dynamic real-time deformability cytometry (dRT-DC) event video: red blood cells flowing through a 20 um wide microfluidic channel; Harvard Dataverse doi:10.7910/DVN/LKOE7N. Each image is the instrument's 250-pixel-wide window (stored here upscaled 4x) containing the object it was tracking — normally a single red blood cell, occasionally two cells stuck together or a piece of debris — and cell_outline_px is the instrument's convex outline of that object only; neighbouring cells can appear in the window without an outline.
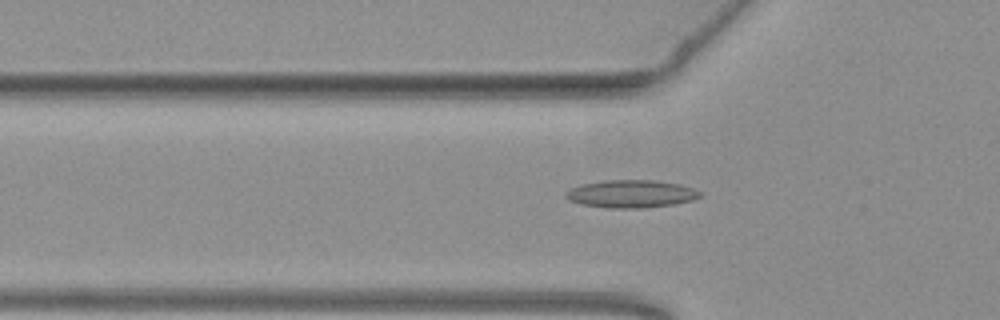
{"species": "common noctule bat (a hibernating species)", "species_latin": "Nyctalus noctula", "temperature_condition": "warm", "stored_images_in_passage": 28, "camera_frame_rate_fps": 3000, "um_per_image_px": 0.085, "animal": {"sex": "female", "body_mass_g": 19.3, "forearm_length_mm": 54.1}, "frame": {"image": 1, "passage_image": 2, "time_ms": 0.333, "image_size_px": [1000, 320], "cell_outline_px": [[700, 196], [692, 200], [672, 204], [644, 208], [608, 208], [580, 204], [568, 200], [564, 196], [564, 192], [580, 184], [604, 180], [652, 180], [680, 184], [692, 188], [700, 192]], "centroid_in_image_um": [53.58, 16.48], "position_along_channel_um": 72.2, "area_um2": 21.68}}
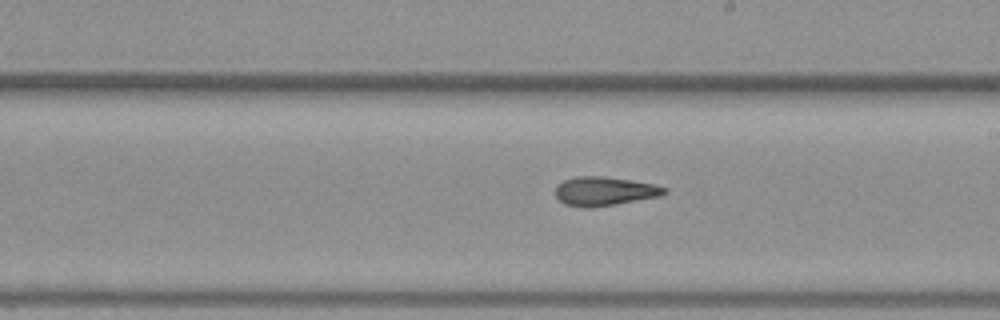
{"frame": {"image": 2, "passage_image": 15, "time_ms": 4.667, "image_size_px": [1000, 320], "cell_outline_px": [[668, 192], [660, 196], [592, 208], [588, 208], [564, 204], [556, 196], [556, 184], [564, 180], [576, 176], [604, 176], [632, 180], [656, 184], [668, 188]], "centroid_in_image_um": [51.4, 16.24], "position_along_channel_um": 237.6, "area_um2": 18.5}}
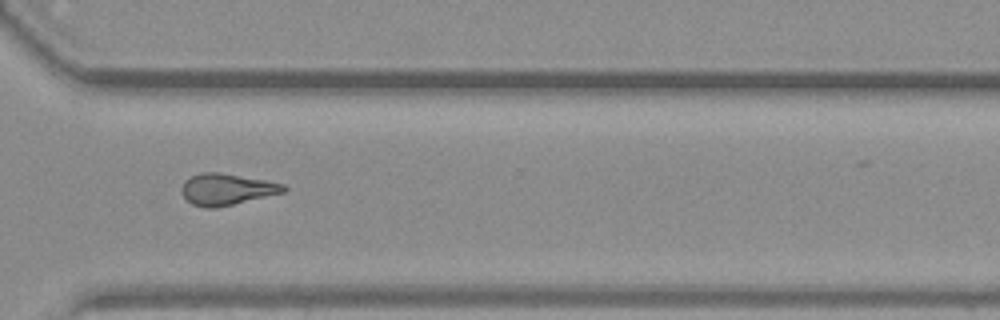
{"frame": {"image": 3, "passage_image": 24, "time_ms": 7.667, "image_size_px": [1000, 320], "cell_outline_px": [[288, 188], [284, 192], [216, 208], [204, 208], [192, 204], [180, 192], [180, 188], [184, 180], [200, 172], [220, 172], [264, 180], [284, 184]], "centroid_in_image_um": [19.23, 16.08], "position_along_channel_um": 351.4, "area_um2": 18.67}, "authors_computed_cell_mechanics": {"area_um2": 18.5827, "velocity_mm_per_s": 3.8017, "shape_relaxation_time_tau1_ms": null, "shape_relaxation_time_tau2_ms": 6.5089, "deformation_change_tau1": null, "deformation_change_tau2": 0.1739}}